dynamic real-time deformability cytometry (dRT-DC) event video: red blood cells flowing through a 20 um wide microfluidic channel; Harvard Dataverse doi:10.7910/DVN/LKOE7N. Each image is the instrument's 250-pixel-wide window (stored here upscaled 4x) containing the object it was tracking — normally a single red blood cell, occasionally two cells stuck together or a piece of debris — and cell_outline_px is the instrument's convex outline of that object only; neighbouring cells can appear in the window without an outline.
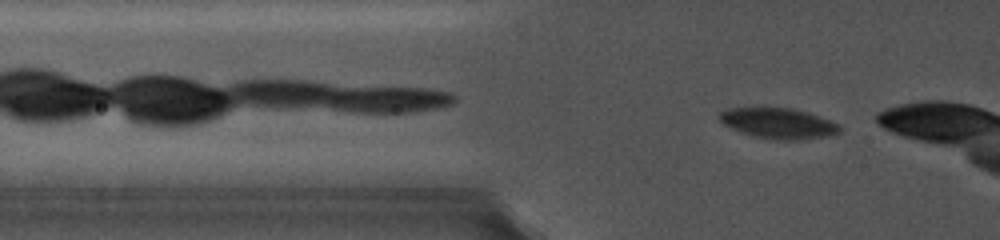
{"species": "common noctule bat (a hibernating species)", "species_latin": "Nyctalus noctula", "temperature_condition": "cold", "stored_images_in_passage": 39, "camera_frame_rate_fps": 5000, "um_per_image_px": 0.085, "animal": {"sex": "female", "body_mass_g": 19.0, "forearm_length_mm": 56.7}, "frame": {"image": 1, "passage_image": 3, "time_ms": 0.4, "image_size_px": [1000, 240], "cell_outline_px": [[840, 132], [824, 136], [788, 140], [780, 140], [756, 136], [732, 128], [724, 124], [716, 116], [720, 112], [728, 108], [756, 104], [792, 108], [808, 112], [840, 124]], "centroid_in_image_um": [66.08, 10.4], "position_along_channel_um": 59.7, "area_um2": 21.85}}
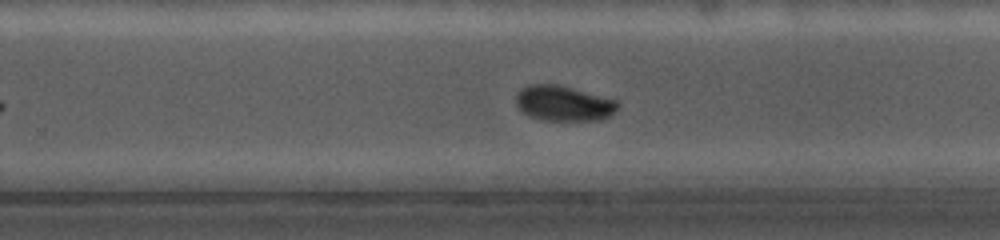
{"frame": {"image": 2, "passage_image": 29, "time_ms": 6.8, "image_size_px": [1000, 240], "cell_outline_px": [[620, 104], [608, 116], [600, 120], [540, 120], [528, 116], [516, 104], [516, 96], [528, 84], [556, 84], [620, 100]], "centroid_in_image_um": [47.93, 8.78], "position_along_channel_um": 281.9, "area_um2": 20.81}}
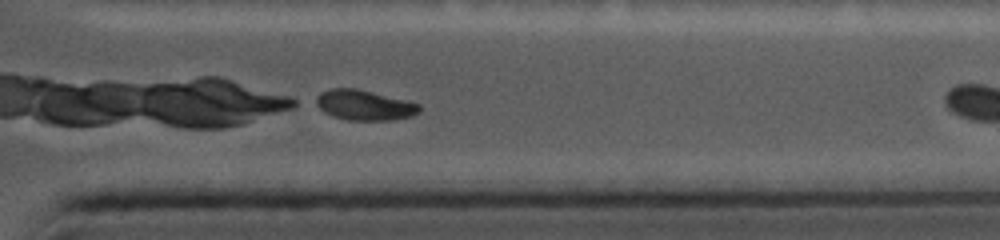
{"frame": {"image": 3, "passage_image": 36, "time_ms": 8.0, "image_size_px": [1000, 240], "cell_outline_px": [[420, 112], [412, 116], [392, 120], [348, 120], [324, 112], [312, 104], [308, 100], [320, 92], [328, 88], [356, 88], [420, 104]], "centroid_in_image_um": [30.85, 8.92], "position_along_channel_um": 380.5, "area_um2": 18.5}}